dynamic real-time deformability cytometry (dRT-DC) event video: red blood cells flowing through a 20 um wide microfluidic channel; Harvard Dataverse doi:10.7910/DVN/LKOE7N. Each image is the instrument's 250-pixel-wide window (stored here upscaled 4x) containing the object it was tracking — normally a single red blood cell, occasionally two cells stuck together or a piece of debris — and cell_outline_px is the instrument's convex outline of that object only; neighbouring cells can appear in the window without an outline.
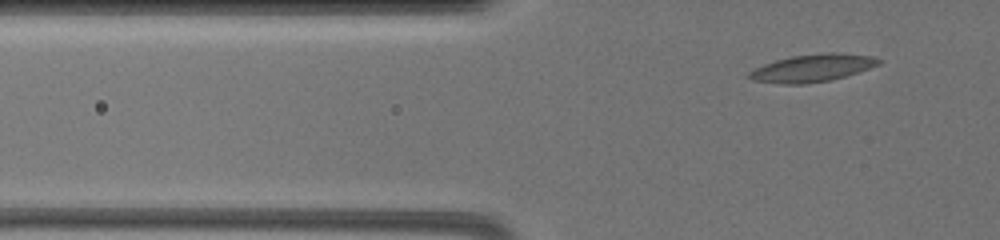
{"species": "common noctule bat (a hibernating species)", "species_latin": "Nyctalus noctula", "temperature_condition": "warm", "stored_images_in_passage": 22, "camera_frame_rate_fps": 3000, "um_per_image_px": 0.085, "animal": {"sex": "female", "body_mass_g": 19.5, "forearm_length_mm": 54.1}, "frame": {"image": 1, "passage_image": 9, "time_ms": 2.0, "image_size_px": [1000, 240], "cell_outline_px": [[880, 64], [832, 80], [804, 84], [784, 84], [752, 80], [744, 76], [748, 72], [764, 64], [776, 60], [792, 56], [832, 52], [872, 56], [880, 60]], "centroid_in_image_um": [68.99, 5.79], "position_along_channel_um": 56.8, "area_um2": 20.52}}
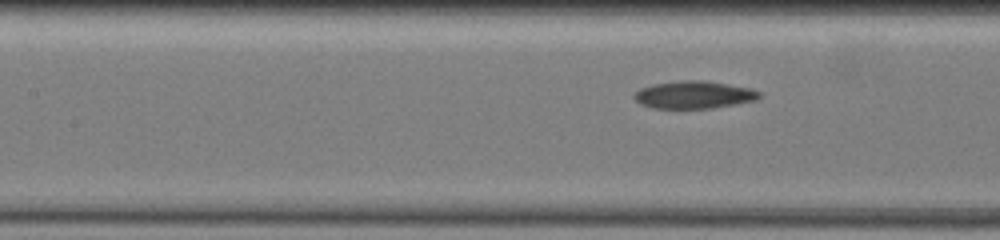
{"frame": {"image": 2, "passage_image": 17, "time_ms": 5.333, "image_size_px": [1000, 240], "cell_outline_px": [[760, 96], [756, 100], [736, 104], [712, 108], [652, 108], [640, 104], [632, 96], [640, 88], [652, 84], [680, 80], [700, 80], [728, 84], [752, 88], [760, 92]], "centroid_in_image_um": [58.97, 8.05], "position_along_channel_um": 148.4, "area_um2": 20.11}}
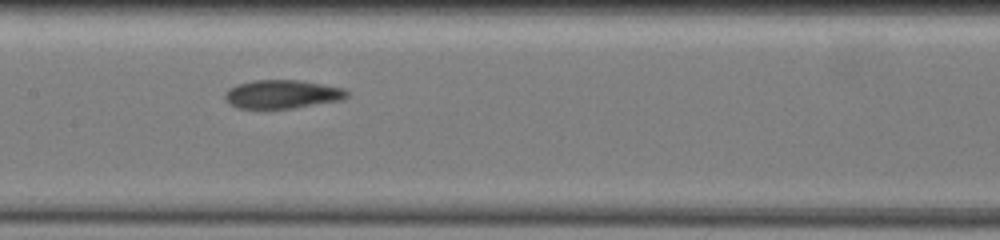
{"frame": {"image": 3, "passage_image": 21, "time_ms": 6.333, "image_size_px": [1000, 240], "cell_outline_px": [[348, 96], [340, 100], [292, 108], [240, 108], [232, 104], [224, 96], [228, 88], [236, 84], [256, 80], [300, 80], [344, 88], [348, 92]], "centroid_in_image_um": [24.0, 7.99], "position_along_channel_um": 183.4, "area_um2": 20.0}}